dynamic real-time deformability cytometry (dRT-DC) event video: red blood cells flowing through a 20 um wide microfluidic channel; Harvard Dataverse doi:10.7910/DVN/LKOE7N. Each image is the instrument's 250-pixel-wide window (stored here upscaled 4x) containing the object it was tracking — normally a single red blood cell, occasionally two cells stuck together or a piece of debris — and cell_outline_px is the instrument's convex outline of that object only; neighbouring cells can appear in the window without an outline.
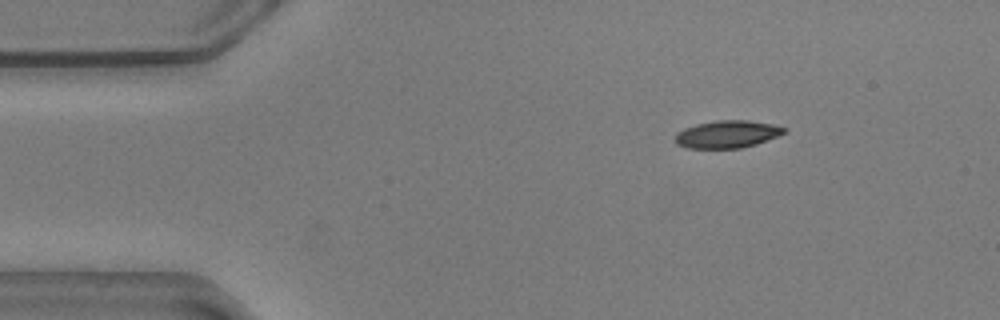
{"species": "common noctule bat (a hibernating species)", "species_latin": "Nyctalus noctula", "temperature_condition": "warm", "stored_images_in_passage": 50, "camera_frame_rate_fps": 3000, "um_per_image_px": 0.085, "animal": {"sex": "male", "body_mass_g": 20.5, "forearm_length_mm": 52.5}, "frame": {"image": 1, "passage_image": 2, "time_ms": 0.333, "image_size_px": [1000, 320], "cell_outline_px": [[788, 132], [756, 144], [740, 148], [688, 148], [676, 144], [676, 132], [684, 128], [696, 124], [716, 120], [748, 120], [772, 124], [788, 128]], "centroid_in_image_um": [61.84, 11.4], "position_along_channel_um": 23.2, "area_um2": 17.51}}
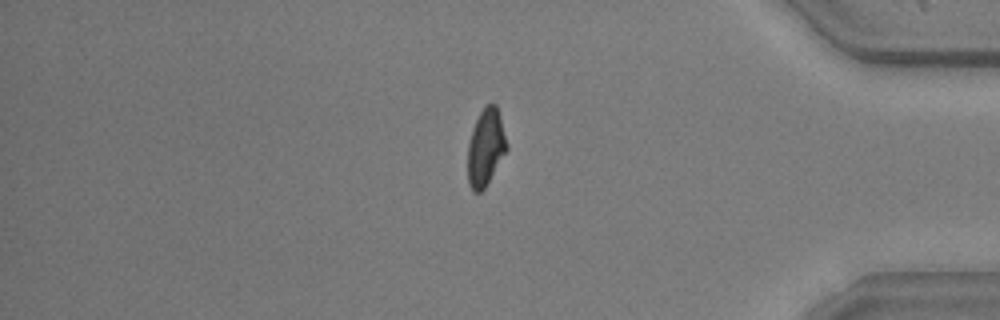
{"frame": {"image": 2, "passage_image": 41, "time_ms": 13.333, "image_size_px": [1000, 320], "cell_outline_px": [[508, 148], [484, 188], [480, 192], [472, 192], [468, 184], [468, 144], [472, 128], [480, 112], [488, 104], [496, 104], [500, 116], [508, 144]], "centroid_in_image_um": [41.27, 12.53], "position_along_channel_um": 393.9, "area_um2": 17.34}}
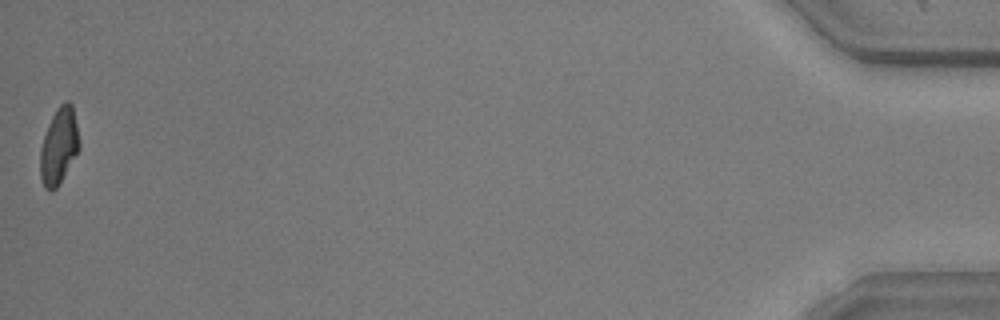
{"frame": {"image": 3, "passage_image": 50, "time_ms": 16.333, "image_size_px": [1000, 320], "cell_outline_px": [[80, 148], [56, 188], [52, 192], [44, 188], [40, 176], [40, 148], [48, 124], [52, 116], [60, 104], [64, 100], [68, 100], [72, 104], [80, 144]], "centroid_in_image_um": [4.99, 12.41], "position_along_channel_um": 430.2, "area_um2": 17.22}, "authors_computed_cell_mechanics": {"area_um2": 18.0047, "velocity_mm_per_s": 3.5825, "shape_relaxation_time_tau1_ms": 6.0584, "shape_relaxation_time_tau2_ms": 2.1199, "deformation_change_tau1": 0.1898, "deformation_change_tau2": 0.0736}}